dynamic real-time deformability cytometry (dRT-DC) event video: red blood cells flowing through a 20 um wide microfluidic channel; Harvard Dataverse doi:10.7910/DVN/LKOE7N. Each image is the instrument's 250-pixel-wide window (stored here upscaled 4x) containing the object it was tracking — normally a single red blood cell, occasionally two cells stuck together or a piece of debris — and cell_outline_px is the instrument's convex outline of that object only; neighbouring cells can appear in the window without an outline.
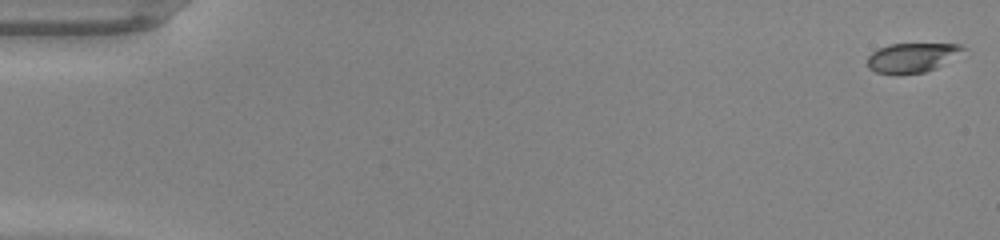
{"species": "common noctule bat (a hibernating species)", "species_latin": "Nyctalus noctula", "temperature_condition": "warm", "stored_images_in_passage": 49, "camera_frame_rate_fps": 3000, "um_per_image_px": 0.085, "animal": {"sex": "male", "body_mass_g": 20.0, "forearm_length_mm": 53.3}, "frame": {"image": 1, "passage_image": 1, "time_ms": 0.0, "image_size_px": [1000, 240], "cell_outline_px": [[968, 48], [932, 68], [924, 72], [876, 72], [868, 68], [868, 56], [872, 52], [888, 44], [960, 44]], "centroid_in_image_um": [77.48, 4.85], "position_along_channel_um": 7.5, "area_um2": 15.49}}
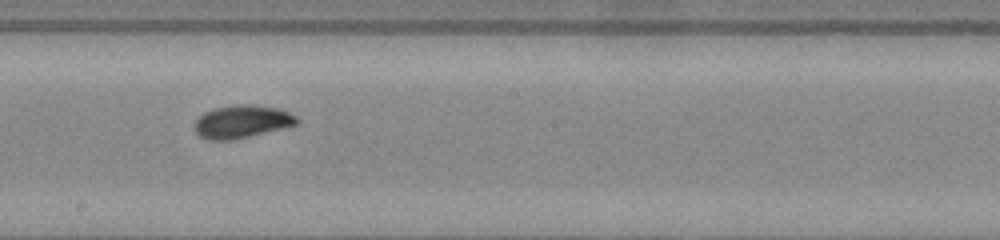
{"frame": {"image": 2, "passage_image": 28, "time_ms": 9.0, "image_size_px": [1000, 240], "cell_outline_px": [[300, 124], [232, 140], [208, 140], [200, 136], [196, 132], [192, 124], [204, 112], [212, 108], [236, 104], [252, 104], [276, 108], [288, 112], [296, 116], [300, 120]], "centroid_in_image_um": [20.55, 10.33], "position_along_channel_um": 227.7, "area_um2": 19.77}}
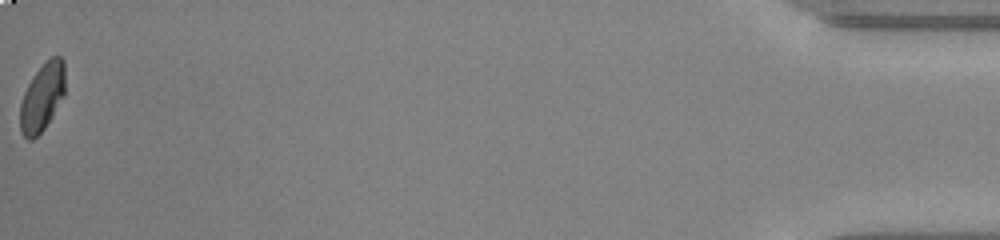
{"frame": {"image": 3, "passage_image": 49, "time_ms": 16.0, "image_size_px": [1000, 240], "cell_outline_px": [[64, 96], [52, 116], [44, 128], [32, 140], [28, 140], [20, 132], [20, 104], [24, 92], [32, 76], [52, 56], [60, 56], [64, 60]], "centroid_in_image_um": [3.58, 8.27], "position_along_channel_um": 431.6, "area_um2": 17.63}, "authors_computed_cell_mechanics": {"area_um2": 18.496, "velocity_mm_per_s": 4.2842, "shape_relaxation_time_tau1_ms": 3.4717, "shape_relaxation_time_tau2_ms": 1.5811, "deformation_change_tau1": 0.1393, "deformation_change_tau2": 0.046}}